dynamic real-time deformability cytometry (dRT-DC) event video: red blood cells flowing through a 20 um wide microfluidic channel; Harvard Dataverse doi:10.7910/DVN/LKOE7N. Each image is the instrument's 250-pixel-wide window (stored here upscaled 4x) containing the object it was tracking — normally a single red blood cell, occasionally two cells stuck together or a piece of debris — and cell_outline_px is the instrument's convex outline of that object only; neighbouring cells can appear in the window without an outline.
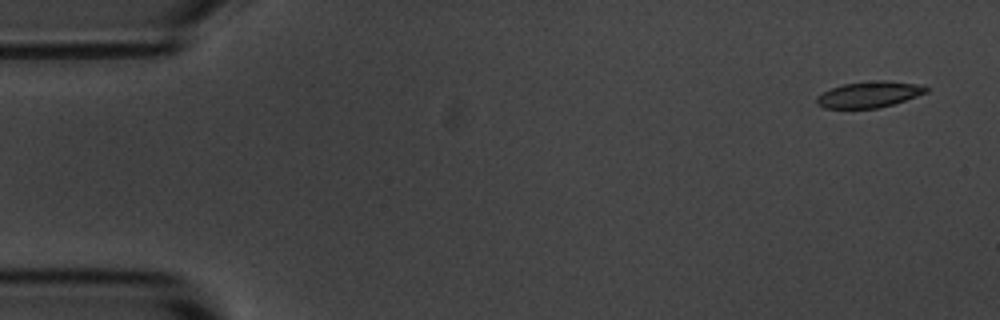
{"species": "common noctule bat (a hibernating species)", "species_latin": "Nyctalus noctula", "temperature_condition": "room temperature", "stored_images_in_passage": 7, "camera_frame_rate_fps": 3000, "um_per_image_px": 0.085, "animal": {"sex": "male", "body_mass_g": 20.1, "forearm_length_mm": 53.5}, "frame": {"image": 1, "passage_image": 1, "time_ms": 0.0, "image_size_px": [1000, 320], "cell_outline_px": [[928, 92], [880, 108], [824, 108], [816, 104], [816, 96], [832, 88], [844, 84], [880, 80], [884, 80], [916, 84], [928, 88]], "centroid_in_image_um": [73.85, 8.04], "position_along_channel_um": 11.2, "area_um2": 16.36}}
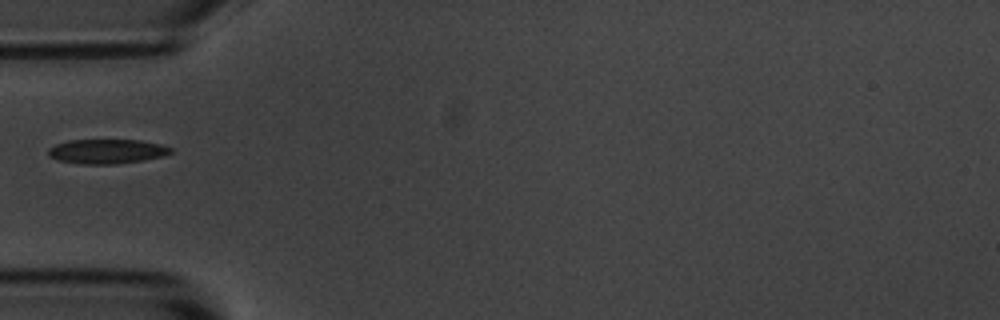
{"frame": {"image": 2, "passage_image": 5, "time_ms": 5.0, "image_size_px": [1000, 320], "cell_outline_px": [[172, 152], [164, 156], [144, 160], [116, 164], [80, 164], [60, 160], [48, 156], [48, 148], [56, 144], [68, 140], [140, 140], [160, 144], [172, 148]], "centroid_in_image_um": [9.09, 12.87], "position_along_channel_um": 75.9, "area_um2": 17.51}}
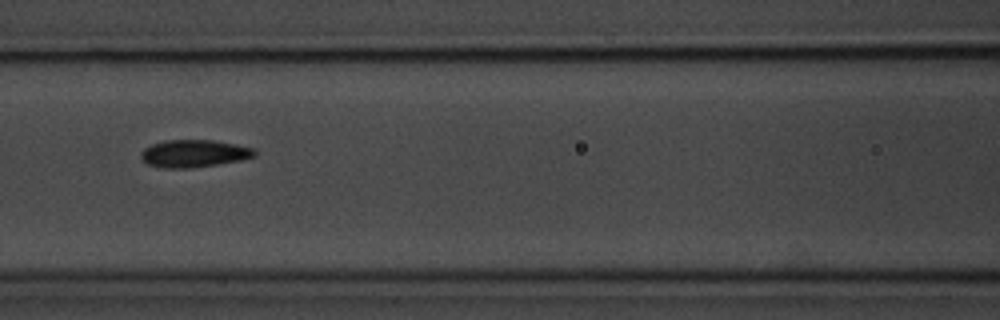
{"frame": {"image": 3, "passage_image": 7, "time_ms": 7.0, "image_size_px": [1000, 320], "cell_outline_px": [[256, 156], [240, 160], [192, 168], [164, 168], [148, 164], [140, 156], [140, 152], [144, 148], [152, 144], [164, 140], [212, 140], [236, 144], [256, 148]], "centroid_in_image_um": [16.5, 13.04], "position_along_channel_um": 150.1, "area_um2": 18.21}}